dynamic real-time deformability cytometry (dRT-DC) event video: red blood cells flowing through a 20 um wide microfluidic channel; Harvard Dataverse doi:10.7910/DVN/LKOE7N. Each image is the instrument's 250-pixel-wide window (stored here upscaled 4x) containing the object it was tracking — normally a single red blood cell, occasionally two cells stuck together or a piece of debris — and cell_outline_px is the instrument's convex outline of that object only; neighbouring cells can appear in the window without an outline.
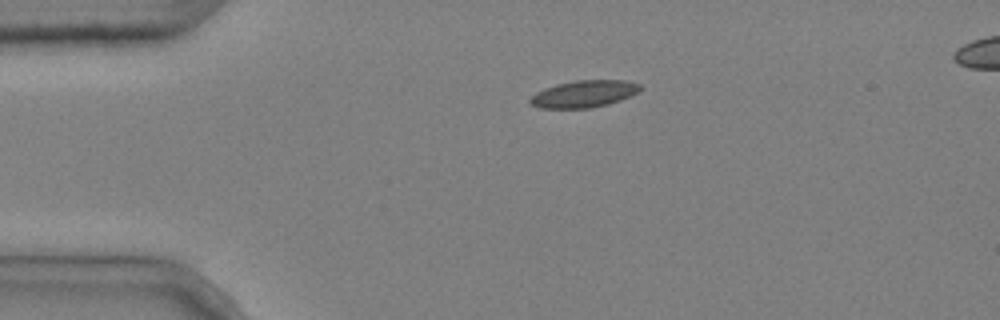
{"species": "common noctule bat (a hibernating species)", "species_latin": "Nyctalus noctula", "temperature_condition": "cold", "stored_images_in_passage": 4, "camera_frame_rate_fps": 3000, "um_per_image_px": 0.085, "animal": {"sex": "male", "body_mass_g": 20.4}, "frame": {"image": 1, "passage_image": 4, "time_ms": 1.0, "image_size_px": [1000, 320], "cell_outline_px": [[640, 92], [620, 100], [608, 104], [588, 108], [540, 108], [528, 104], [528, 100], [536, 92], [544, 88], [556, 84], [576, 80], [624, 80], [640, 84]], "centroid_in_image_um": [49.6, 7.98], "position_along_channel_um": 35.4, "area_um2": 17.4}}